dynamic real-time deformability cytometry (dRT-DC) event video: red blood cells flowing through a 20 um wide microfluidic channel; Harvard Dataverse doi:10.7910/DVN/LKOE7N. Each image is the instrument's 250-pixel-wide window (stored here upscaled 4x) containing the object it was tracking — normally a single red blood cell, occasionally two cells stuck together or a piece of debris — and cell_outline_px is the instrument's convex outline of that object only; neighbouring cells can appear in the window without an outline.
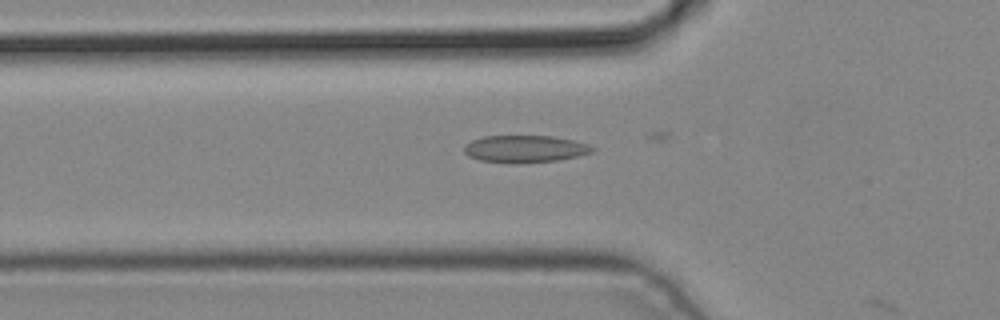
{"species": "common noctule bat (a hibernating species)", "species_latin": "Nyctalus noctula", "temperature_condition": "cold", "stored_images_in_passage": 2, "camera_frame_rate_fps": 3000, "um_per_image_px": 0.085, "animal": {"sex": "male", "body_mass_g": 19.2, "forearm_length_mm": 51.8}, "frame": {"image": 1, "passage_image": 2, "time_ms": 0.333, "image_size_px": [1000, 320], "cell_outline_px": [[596, 148], [592, 152], [580, 156], [556, 160], [480, 160], [468, 156], [464, 152], [464, 144], [472, 140], [484, 136], [552, 136], [572, 140], [588, 144]], "centroid_in_image_um": [44.65, 12.6], "position_along_channel_um": 81.2, "area_um2": 19.31}}